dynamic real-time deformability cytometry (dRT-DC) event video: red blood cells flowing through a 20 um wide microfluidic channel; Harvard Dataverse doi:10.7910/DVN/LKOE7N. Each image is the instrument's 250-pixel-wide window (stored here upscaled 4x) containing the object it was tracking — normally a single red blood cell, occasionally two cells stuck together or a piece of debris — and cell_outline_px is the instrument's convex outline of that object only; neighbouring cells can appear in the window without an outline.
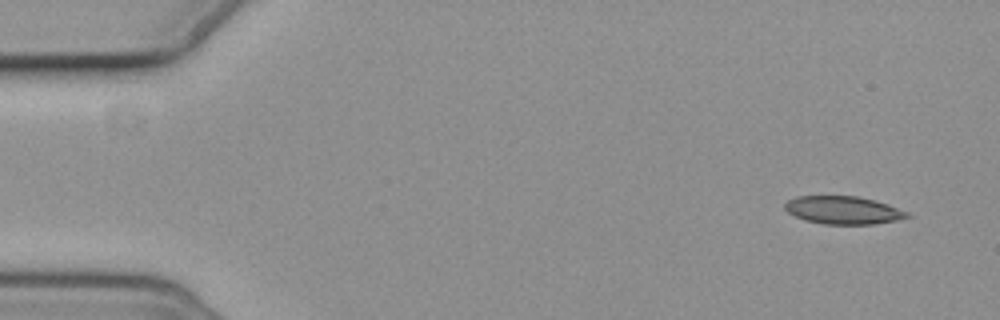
{"species": "common noctule bat (a hibernating species)", "species_latin": "Nyctalus noctula", "temperature_condition": "cold", "stored_images_in_passage": 5, "camera_frame_rate_fps": 3000, "um_per_image_px": 0.085, "animal": {"sex": "female", "body_mass_g": 19.3, "forearm_length_mm": 54.1}, "frame": {"image": 1, "passage_image": 1, "time_ms": 0.0, "image_size_px": [1000, 320], "cell_outline_px": [[912, 216], [896, 220], [872, 224], [824, 224], [804, 220], [788, 212], [784, 208], [784, 204], [788, 200], [796, 196], [856, 196], [888, 204], [908, 212]], "centroid_in_image_um": [71.66, 17.86], "position_along_channel_um": 13.3, "area_um2": 19.77}}